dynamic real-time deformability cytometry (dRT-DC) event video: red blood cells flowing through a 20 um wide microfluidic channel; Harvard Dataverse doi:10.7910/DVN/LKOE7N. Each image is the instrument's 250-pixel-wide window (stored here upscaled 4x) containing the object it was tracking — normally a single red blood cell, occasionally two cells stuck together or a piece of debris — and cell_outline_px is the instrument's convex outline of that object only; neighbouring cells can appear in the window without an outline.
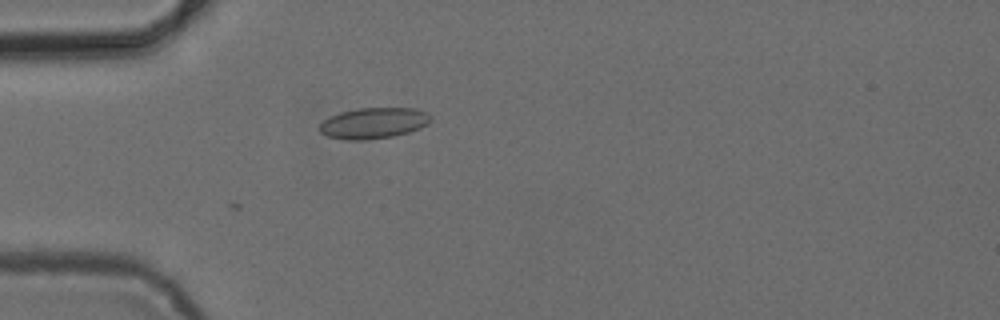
{"species": "common noctule bat (a hibernating species)", "species_latin": "Nyctalus noctula", "temperature_condition": "cold", "stored_images_in_passage": 40, "camera_frame_rate_fps": 3000, "um_per_image_px": 0.085, "animal": {"sex": "female", "body_mass_g": 24.6, "forearm_length_mm": 56.2}, "frame": {"image": 1, "passage_image": 1, "time_ms": 0.0, "image_size_px": [1000, 320], "cell_outline_px": [[432, 120], [428, 124], [420, 128], [408, 132], [392, 136], [364, 140], [344, 140], [328, 136], [320, 132], [320, 124], [324, 120], [340, 112], [356, 108], [412, 108], [428, 112], [432, 116]], "centroid_in_image_um": [31.78, 10.46], "position_along_channel_um": 53.2, "area_um2": 20.06}}
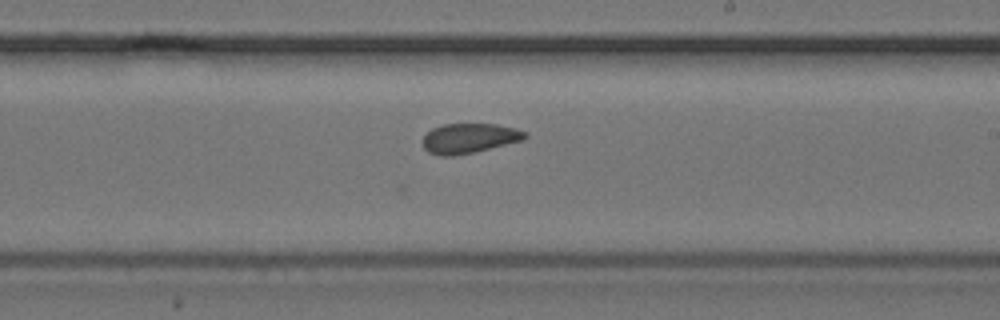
{"frame": {"image": 2, "passage_image": 17, "time_ms": 5.333, "image_size_px": [1000, 320], "cell_outline_px": [[528, 136], [524, 140], [472, 152], [452, 156], [440, 156], [428, 152], [424, 148], [424, 136], [432, 128], [444, 124], [496, 124], [516, 128], [528, 132]], "centroid_in_image_um": [39.92, 11.74], "position_along_channel_um": 249.1, "area_um2": 17.69}}
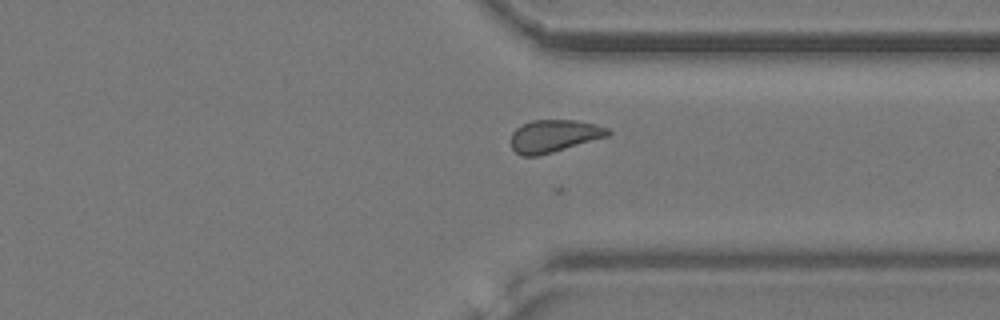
{"frame": {"image": 3, "passage_image": 26, "time_ms": 8.333, "image_size_px": [1000, 320], "cell_outline_px": [[612, 132], [608, 136], [552, 152], [536, 156], [520, 156], [512, 148], [512, 132], [516, 128], [532, 120], [576, 120], [596, 124], [608, 128]], "centroid_in_image_um": [47.1, 11.55], "position_along_channel_um": 364.3, "area_um2": 18.21}}